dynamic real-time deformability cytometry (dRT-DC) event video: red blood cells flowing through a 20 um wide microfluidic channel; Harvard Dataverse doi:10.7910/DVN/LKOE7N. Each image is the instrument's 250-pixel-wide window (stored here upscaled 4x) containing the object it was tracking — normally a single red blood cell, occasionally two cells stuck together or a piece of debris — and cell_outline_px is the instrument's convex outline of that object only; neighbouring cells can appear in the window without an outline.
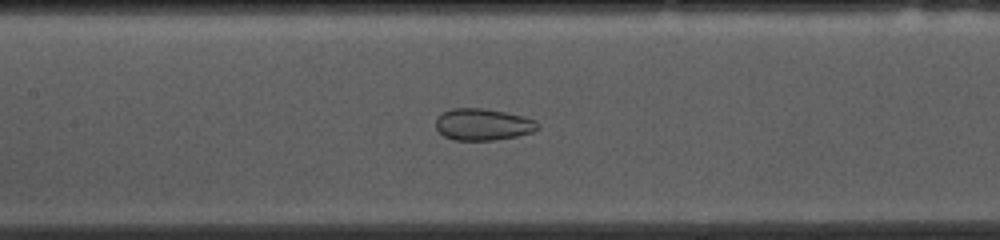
{"species": "common noctule bat (a hibernating species)", "species_latin": "Nyctalus noctula", "temperature_condition": "cold", "stored_images_in_passage": 53, "camera_frame_rate_fps": 3000, "um_per_image_px": 0.085, "animal": {"sex": "female", "body_mass_g": 10.0, "forearm_length_mm": 53.1}, "frame": {"image": 1, "passage_image": 23, "time_ms": 7.333, "image_size_px": [1000, 240], "cell_outline_px": [[540, 128], [532, 132], [516, 136], [496, 140], [456, 140], [444, 136], [436, 128], [436, 120], [444, 112], [452, 108], [480, 108], [504, 112], [536, 120], [540, 124]], "centroid_in_image_um": [41.07, 10.59], "position_along_channel_um": 166.3, "area_um2": 18.67}}
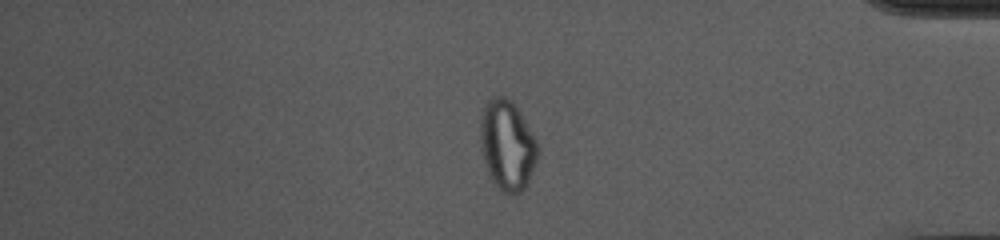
{"frame": {"image": 2, "passage_image": 44, "time_ms": 14.333, "image_size_px": [1000, 240], "cell_outline_px": [[536, 164], [528, 184], [520, 192], [512, 196], [504, 192], [492, 184], [484, 160], [480, 144], [480, 116], [484, 104], [492, 96], [504, 96], [512, 100], [520, 108], [536, 140]], "centroid_in_image_um": [43.1, 12.32], "position_along_channel_um": 392.1, "area_um2": 30.69}}
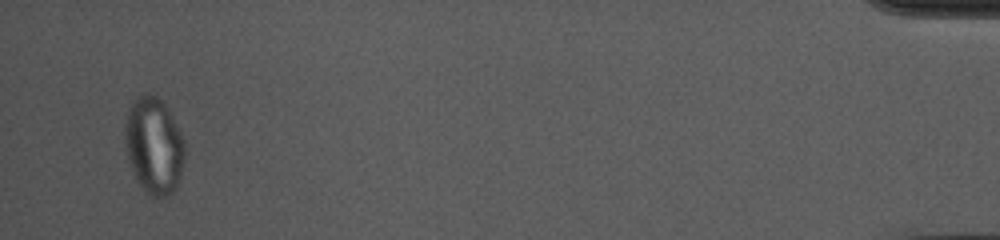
{"frame": {"image": 3, "passage_image": 51, "time_ms": 16.667, "image_size_px": [1000, 240], "cell_outline_px": [[184, 160], [180, 180], [176, 188], [168, 196], [160, 200], [148, 196], [140, 184], [128, 160], [124, 144], [124, 124], [132, 100], [136, 96], [144, 92], [148, 92], [156, 96], [164, 104], [172, 116], [184, 140]], "centroid_in_image_um": [13.07, 12.39], "position_along_channel_um": 422.1, "area_um2": 34.16}, "authors_computed_cell_mechanics": {"area_um2": 27.5706, "velocity_mm_per_s": 3.6754, "shape_relaxation_time_tau1_ms": null, "shape_relaxation_time_tau2_ms": 1.296, "deformation_change_tau1": null, "deformation_change_tau2": 0.0658}}